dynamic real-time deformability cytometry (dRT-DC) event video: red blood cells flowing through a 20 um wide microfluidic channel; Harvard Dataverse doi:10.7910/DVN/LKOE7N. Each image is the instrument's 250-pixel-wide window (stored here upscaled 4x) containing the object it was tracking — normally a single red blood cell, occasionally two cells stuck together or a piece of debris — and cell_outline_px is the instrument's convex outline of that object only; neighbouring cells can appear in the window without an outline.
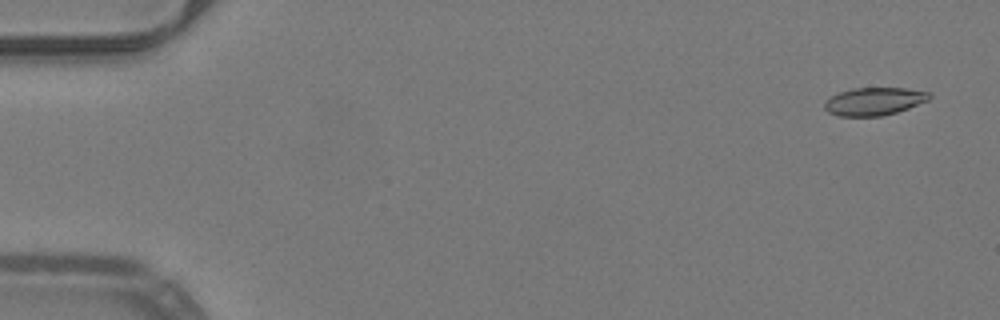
{"species": "common noctule bat (a hibernating species)", "species_latin": "Nyctalus noctula", "temperature_condition": "warm", "stored_images_in_passage": 18, "camera_frame_rate_fps": 3000, "um_per_image_px": 0.085, "animal": {"sex": "male", "body_mass_g": 19.2, "forearm_length_mm": 51.8}, "frame": {"image": 1, "passage_image": 3, "time_ms": 0.667, "image_size_px": [1000, 320], "cell_outline_px": [[932, 96], [928, 100], [908, 108], [896, 112], [880, 116], [836, 116], [828, 112], [824, 108], [824, 100], [840, 92], [852, 88], [904, 88], [932, 92]], "centroid_in_image_um": [74.29, 8.61], "position_along_channel_um": 10.7, "area_um2": 17.05}}
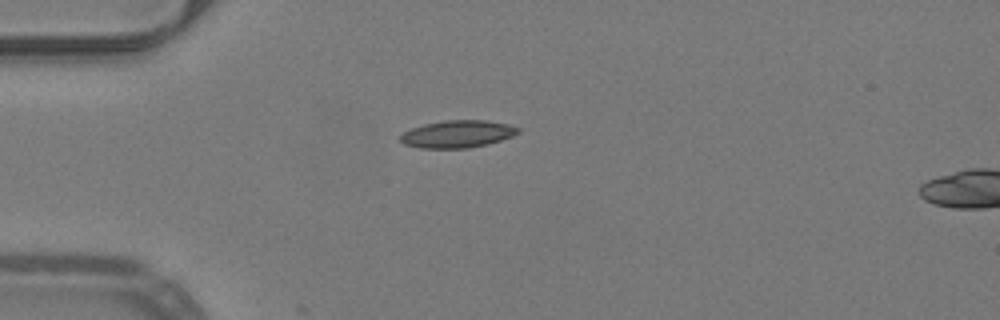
{"frame": {"image": 2, "passage_image": 15, "time_ms": 4.667, "image_size_px": [1000, 320], "cell_outline_px": [[520, 132], [512, 136], [488, 144], [468, 148], [420, 148], [404, 144], [400, 140], [400, 136], [404, 132], [412, 128], [424, 124], [444, 120], [484, 120], [508, 124], [520, 128]], "centroid_in_image_um": [38.89, 11.39], "position_along_channel_um": 46.1, "area_um2": 18.73}}